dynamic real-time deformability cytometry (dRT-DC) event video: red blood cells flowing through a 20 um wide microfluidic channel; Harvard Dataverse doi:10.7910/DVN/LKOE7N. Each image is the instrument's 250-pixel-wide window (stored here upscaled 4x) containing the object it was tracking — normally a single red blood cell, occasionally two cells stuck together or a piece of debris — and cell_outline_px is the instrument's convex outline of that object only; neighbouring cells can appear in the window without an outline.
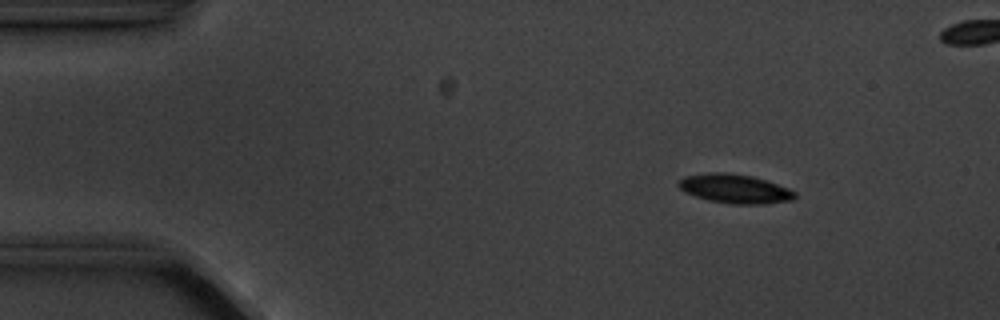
{"species": "common noctule bat (a hibernating species)", "species_latin": "Nyctalus noctula", "temperature_condition": "cold", "stored_images_in_passage": 6, "camera_frame_rate_fps": 3000, "um_per_image_px": 0.085, "animal": {"sex": "male", "body_mass_g": 20.1, "forearm_length_mm": 53.5}, "frame": {"image": 1, "passage_image": 3, "time_ms": 2.333, "image_size_px": [1000, 320], "cell_outline_px": [[796, 196], [792, 200], [764, 204], [732, 204], [708, 200], [696, 196], [680, 188], [676, 184], [684, 176], [708, 172], [724, 172], [752, 176], [788, 188], [796, 192]], "centroid_in_image_um": [62.46, 16.04], "position_along_channel_um": 22.5, "area_um2": 19.54}}